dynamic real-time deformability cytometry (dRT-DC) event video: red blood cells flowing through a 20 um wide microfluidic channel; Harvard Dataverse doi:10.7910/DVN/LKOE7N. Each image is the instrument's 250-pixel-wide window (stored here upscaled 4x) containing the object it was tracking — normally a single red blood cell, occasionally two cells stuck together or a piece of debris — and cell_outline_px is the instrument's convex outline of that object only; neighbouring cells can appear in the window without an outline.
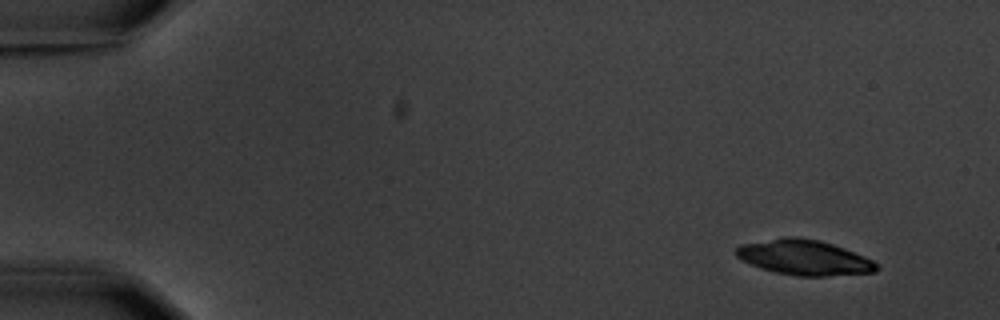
{"species": "common noctule bat (a hibernating species)", "species_latin": "Nyctalus noctula", "temperature_condition": "warm", "stored_images_in_passage": 6, "camera_frame_rate_fps": 3000, "um_per_image_px": 0.085, "animal": {"sex": "male", "body_mass_g": 20.1, "forearm_length_mm": 53.5}, "frame": {"image": 1, "passage_image": 1, "time_ms": 0.0, "image_size_px": [1000, 320], "cell_outline_px": [[880, 268], [876, 272], [828, 276], [796, 276], [776, 272], [760, 268], [740, 260], [732, 252], [740, 244], [784, 236], [796, 236], [820, 240], [844, 248], [864, 256], [872, 260]], "centroid_in_image_um": [68.31, 21.88], "position_along_channel_um": 16.7, "area_um2": 29.13}}
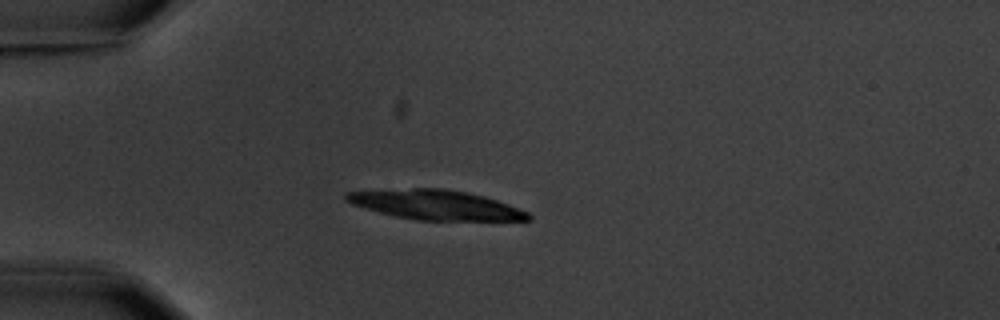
{"frame": {"image": 2, "passage_image": 4, "time_ms": 3.667, "image_size_px": [1000, 320], "cell_outline_px": [[532, 220], [416, 220], [396, 216], [364, 208], [352, 204], [344, 200], [344, 192], [412, 188], [444, 188], [468, 192], [484, 196], [508, 204], [528, 212], [532, 216]], "centroid_in_image_um": [37.02, 17.41], "position_along_channel_um": 48.0, "area_um2": 31.33}}